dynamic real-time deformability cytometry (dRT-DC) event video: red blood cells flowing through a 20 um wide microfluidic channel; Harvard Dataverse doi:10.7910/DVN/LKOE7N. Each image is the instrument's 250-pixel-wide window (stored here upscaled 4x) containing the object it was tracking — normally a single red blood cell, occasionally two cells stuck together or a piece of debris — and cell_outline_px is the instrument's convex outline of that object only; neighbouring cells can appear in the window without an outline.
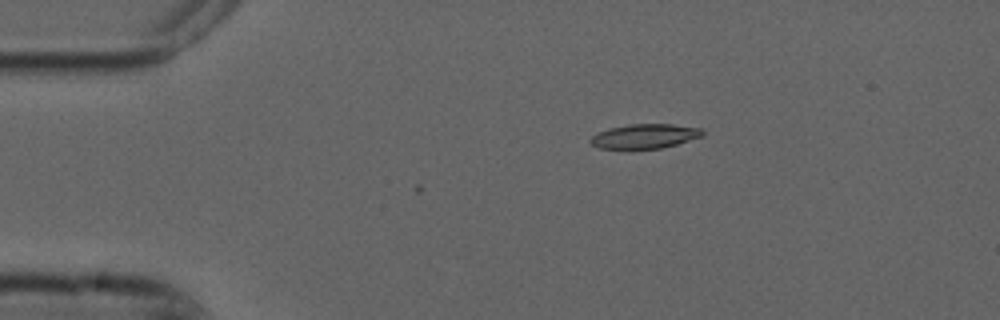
{"species": "common noctule bat (a hibernating species)", "species_latin": "Nyctalus noctula", "temperature_condition": "cold", "stored_images_in_passage": 3, "camera_frame_rate_fps": 3000, "um_per_image_px": 0.085, "animal": {"sex": "male", "forearm_length_mm": 52.5}, "frame": {"image": 1, "passage_image": 3, "time_ms": 0.667, "image_size_px": [1000, 320], "cell_outline_px": [[704, 136], [676, 144], [660, 148], [624, 152], [600, 148], [592, 144], [588, 140], [592, 136], [608, 128], [628, 124], [672, 124], [700, 128], [704, 132]], "centroid_in_image_um": [54.74, 11.62], "position_along_channel_um": 30.3, "area_um2": 16.65}}